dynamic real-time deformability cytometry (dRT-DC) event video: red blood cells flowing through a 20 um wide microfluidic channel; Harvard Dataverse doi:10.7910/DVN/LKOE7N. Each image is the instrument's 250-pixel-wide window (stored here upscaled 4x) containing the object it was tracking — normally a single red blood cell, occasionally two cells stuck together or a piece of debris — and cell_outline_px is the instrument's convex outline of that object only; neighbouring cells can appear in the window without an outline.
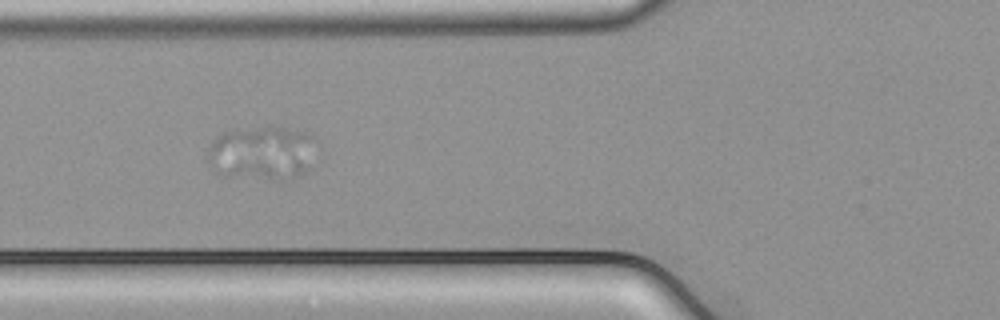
{"species": "common noctule bat (a hibernating species)", "species_latin": "Nyctalus noctula", "temperature_condition": "cold", "stored_images_in_passage": 20, "camera_frame_rate_fps": 3000, "um_per_image_px": 0.085, "animal": {"sex": "male", "body_mass_g": 21.5, "forearm_length_mm": 52.0}, "frame": {"image": 1, "passage_image": 14, "time_ms": 4.333, "image_size_px": [1000, 320], "cell_outline_px": [[324, 160], [304, 172], [296, 176], [276, 180], [220, 176], [204, 160], [204, 156], [208, 148], [224, 132], [256, 128], [284, 128], [308, 132], [312, 136], [324, 152]], "centroid_in_image_um": [22.43, 13.05], "position_along_channel_um": 103.4, "area_um2": 35.78}}
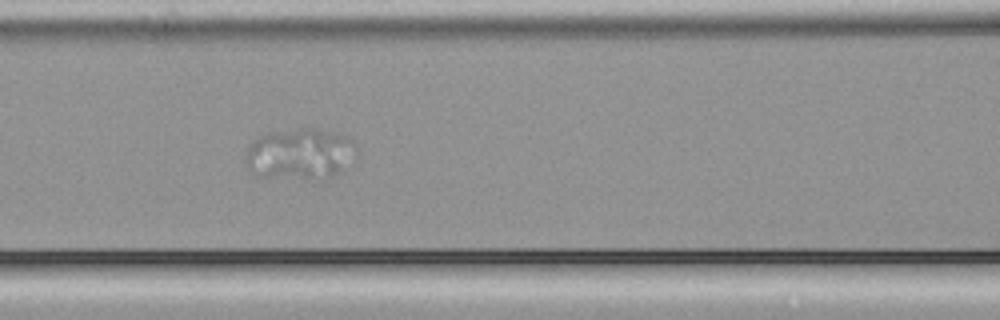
{"frame": {"image": 2, "passage_image": 17, "time_ms": 5.333, "image_size_px": [1000, 320], "cell_outline_px": [[356, 156], [352, 168], [328, 180], [256, 176], [244, 168], [244, 156], [252, 140], [268, 132], [300, 128], [316, 128], [336, 132], [352, 140], [356, 148]], "centroid_in_image_um": [25.54, 13.12], "position_along_channel_um": 141.1, "area_um2": 34.56}}